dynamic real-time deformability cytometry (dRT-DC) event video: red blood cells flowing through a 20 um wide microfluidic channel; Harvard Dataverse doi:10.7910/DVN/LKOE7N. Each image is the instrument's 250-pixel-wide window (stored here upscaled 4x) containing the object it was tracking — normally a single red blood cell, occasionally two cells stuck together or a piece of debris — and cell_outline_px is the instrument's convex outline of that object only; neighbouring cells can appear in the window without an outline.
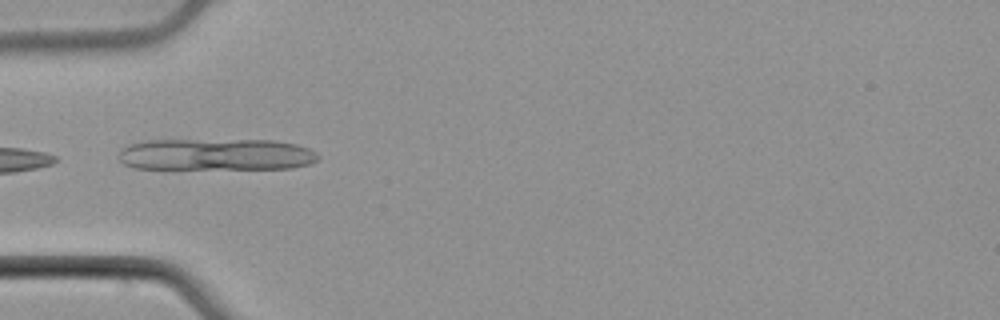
{"species": "common noctule bat (a hibernating species)", "species_latin": "Nyctalus noctula", "temperature_condition": "cold", "stored_images_in_passage": 23, "camera_frame_rate_fps": 3000, "um_per_image_px": 0.085, "animal": {"sex": "male", "body_mass_g": 21.5, "forearm_length_mm": 52.0}, "frame": {"image": 1, "passage_image": 2, "time_ms": 0.333, "image_size_px": [1000, 320], "cell_outline_px": [[320, 156], [316, 160], [308, 164], [292, 168], [136, 168], [124, 164], [120, 160], [120, 152], [124, 148], [132, 144], [148, 140], [272, 140], [296, 144], [308, 148], [316, 152]], "centroid_in_image_um": [18.41, 13.12], "position_along_channel_um": 66.6, "area_um2": 36.53}}
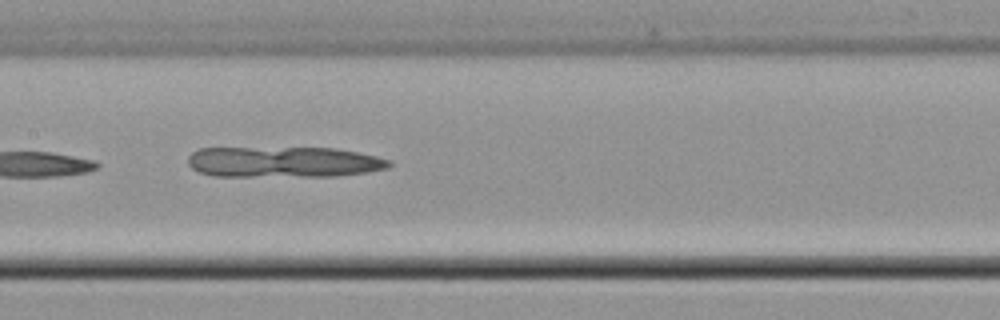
{"frame": {"image": 2, "passage_image": 11, "time_ms": 3.333, "image_size_px": [1000, 320], "cell_outline_px": [[392, 164], [388, 168], [368, 172], [336, 176], [216, 176], [200, 172], [192, 168], [188, 164], [188, 156], [192, 152], [200, 148], [336, 148], [376, 156], [392, 160]], "centroid_in_image_um": [24.13, 13.77], "position_along_channel_um": 183.3, "area_um2": 36.18}}
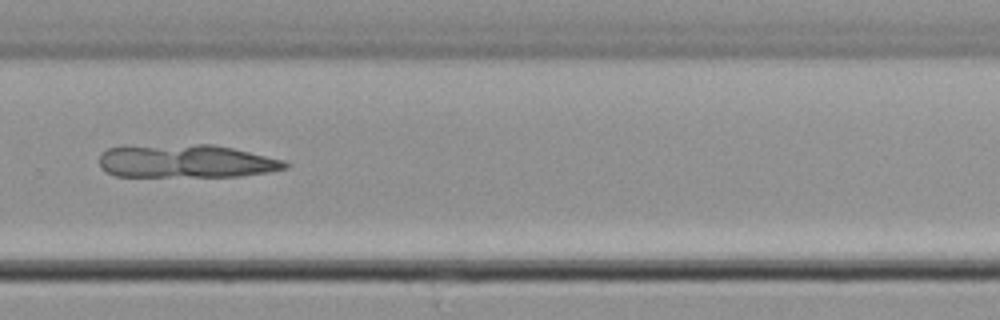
{"frame": {"image": 3, "passage_image": 21, "time_ms": 6.667, "image_size_px": [1000, 320], "cell_outline_px": [[288, 168], [268, 172], [240, 176], [116, 176], [108, 172], [100, 164], [100, 156], [108, 148], [196, 144], [212, 144], [232, 148], [284, 160], [288, 164]], "centroid_in_image_um": [15.89, 13.71], "position_along_channel_um": 313.9, "area_um2": 35.32}}